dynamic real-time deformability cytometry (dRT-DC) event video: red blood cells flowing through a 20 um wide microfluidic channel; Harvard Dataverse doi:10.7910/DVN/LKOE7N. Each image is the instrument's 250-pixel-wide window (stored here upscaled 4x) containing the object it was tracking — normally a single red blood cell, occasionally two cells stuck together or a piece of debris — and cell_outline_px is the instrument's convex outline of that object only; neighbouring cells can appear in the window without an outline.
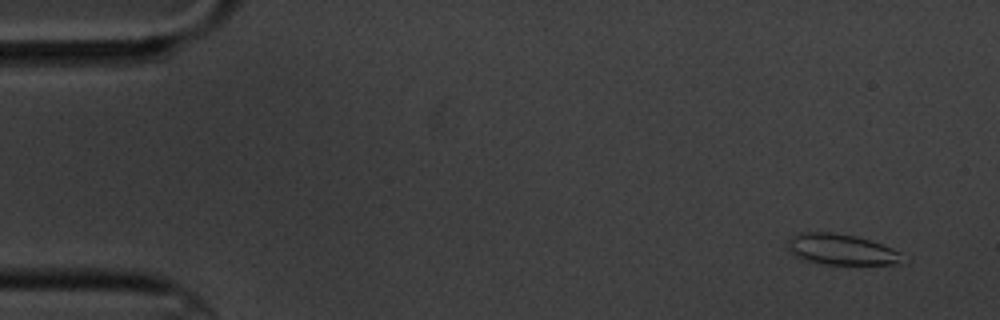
{"species": "common noctule bat (a hibernating species)", "species_latin": "Nyctalus noctula", "temperature_condition": "cold", "stored_images_in_passage": 6, "camera_frame_rate_fps": 3000, "um_per_image_px": 0.085, "animal": {"sex": "male", "body_mass_g": 20.1, "forearm_length_mm": 53.5}, "frame": {"image": 1, "passage_image": 1, "time_ms": 0.0, "image_size_px": [1000, 320], "cell_outline_px": [[912, 260], [908, 264], [824, 264], [804, 260], [796, 256], [788, 248], [788, 240], [796, 232], [828, 232], [856, 236], [892, 248], [900, 252]], "centroid_in_image_um": [71.62, 21.22], "position_along_channel_um": 13.4, "area_um2": 20.92}}
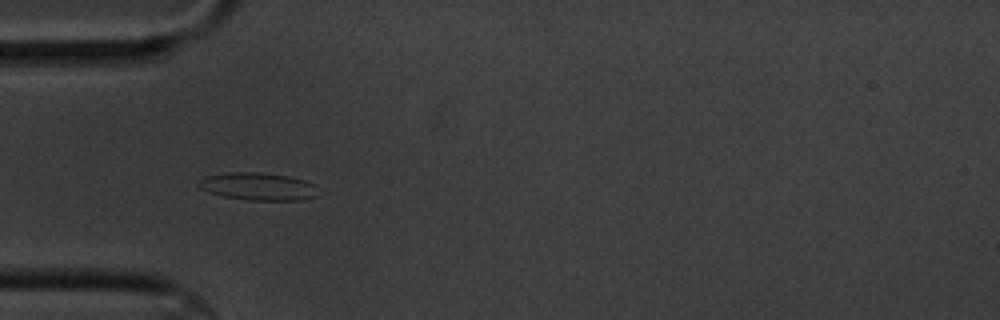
{"frame": {"image": 2, "passage_image": 5, "time_ms": 4.667, "image_size_px": [1000, 320], "cell_outline_px": [[316, 196], [300, 200], [248, 200], [224, 196], [208, 192], [200, 188], [196, 184], [204, 176], [224, 172], [260, 172], [288, 176], [304, 180], [316, 184]], "centroid_in_image_um": [21.9, 15.84], "position_along_channel_um": 63.1, "area_um2": 19.31}}